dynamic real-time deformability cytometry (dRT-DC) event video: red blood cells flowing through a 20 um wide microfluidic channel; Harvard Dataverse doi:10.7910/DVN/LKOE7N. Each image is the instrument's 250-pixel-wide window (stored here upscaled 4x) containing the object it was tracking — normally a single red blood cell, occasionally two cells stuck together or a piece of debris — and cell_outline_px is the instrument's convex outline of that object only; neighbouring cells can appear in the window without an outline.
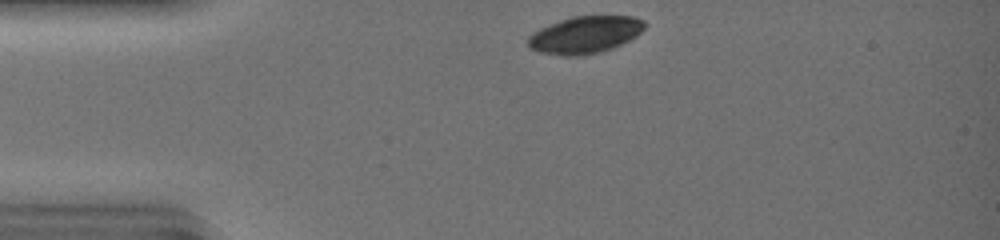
{"species": "common noctule bat (a hibernating species)", "species_latin": "Nyctalus noctula", "temperature_condition": "warm", "stored_images_in_passage": 29, "camera_frame_rate_fps": 3000, "um_per_image_px": 0.085, "animal": {"sex": "female", "body_mass_g": 19.0, "forearm_length_mm": 51.5}, "frame": {"image": 1, "passage_image": 1, "time_ms": 0.0, "image_size_px": [1000, 240], "cell_outline_px": [[648, 24], [636, 36], [612, 48], [600, 52], [580, 56], [560, 56], [536, 52], [528, 48], [528, 36], [532, 32], [548, 24], [572, 16], [632, 16], [644, 20]], "centroid_in_image_um": [49.68, 2.96], "position_along_channel_um": 35.3, "area_um2": 25.55}}
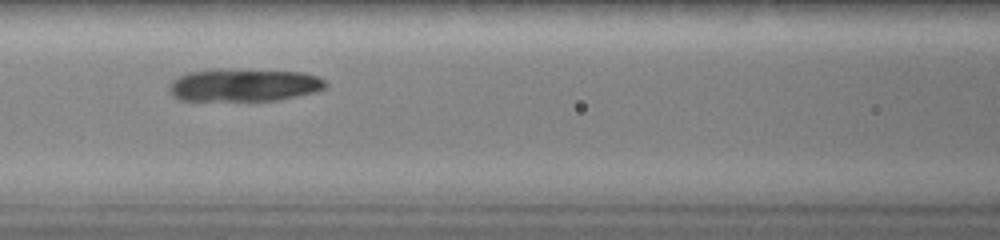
{"frame": {"image": 2, "passage_image": 12, "time_ms": 3.667, "image_size_px": [1000, 240], "cell_outline_px": [[328, 84], [324, 88], [316, 92], [280, 100], [180, 100], [172, 96], [168, 88], [168, 84], [176, 76], [188, 72], [220, 68], [228, 68], [304, 72], [316, 76], [324, 80]], "centroid_in_image_um": [20.7, 7.21], "position_along_channel_um": 145.9, "area_um2": 30.35}}
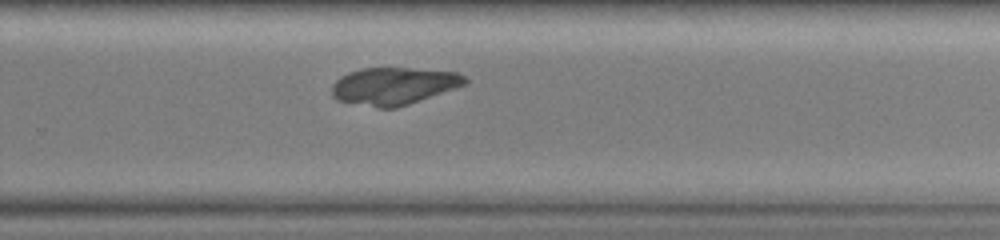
{"frame": {"image": 3, "passage_image": 23, "time_ms": 7.333, "image_size_px": [1000, 240], "cell_outline_px": [[468, 84], [396, 108], [376, 108], [336, 100], [332, 96], [332, 84], [340, 76], [348, 72], [360, 68], [412, 68], [456, 72], [468, 76]], "centroid_in_image_um": [33.47, 7.31], "position_along_channel_um": 296.3, "area_um2": 29.25}}